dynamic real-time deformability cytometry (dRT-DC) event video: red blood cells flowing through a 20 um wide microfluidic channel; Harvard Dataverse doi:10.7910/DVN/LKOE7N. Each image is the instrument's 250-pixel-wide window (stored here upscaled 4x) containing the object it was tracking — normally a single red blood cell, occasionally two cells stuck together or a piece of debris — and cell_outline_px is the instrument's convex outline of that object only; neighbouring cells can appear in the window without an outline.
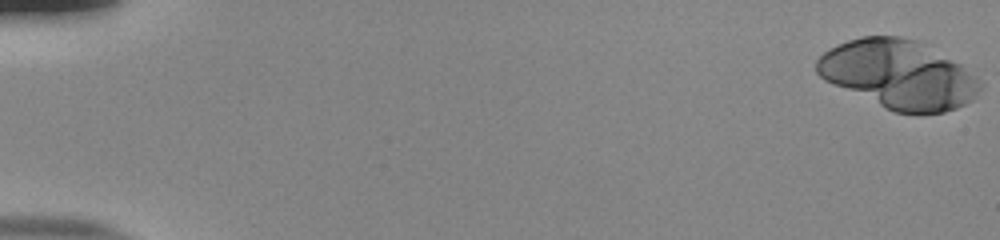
{"species": "human", "species_latin": "Homo sapiens", "temperature_condition": "room temperature", "stored_images_in_passage": 18, "camera_frame_rate_fps": 3000, "um_per_image_px": 0.085, "donor": {"sex": "male"}, "frame": {"image": 1, "passage_image": 1, "time_ms": 0.0, "image_size_px": [1000, 240], "cell_outline_px": [[984, 88], [972, 100], [956, 108], [944, 112], [896, 112], [824, 80], [816, 72], [816, 60], [824, 52], [848, 40], [864, 36], [900, 36], [920, 40], [960, 64], [976, 76], [984, 84]], "centroid_in_image_um": [76.42, 6.3], "position_along_channel_um": 8.6, "area_um2": 64.68}}